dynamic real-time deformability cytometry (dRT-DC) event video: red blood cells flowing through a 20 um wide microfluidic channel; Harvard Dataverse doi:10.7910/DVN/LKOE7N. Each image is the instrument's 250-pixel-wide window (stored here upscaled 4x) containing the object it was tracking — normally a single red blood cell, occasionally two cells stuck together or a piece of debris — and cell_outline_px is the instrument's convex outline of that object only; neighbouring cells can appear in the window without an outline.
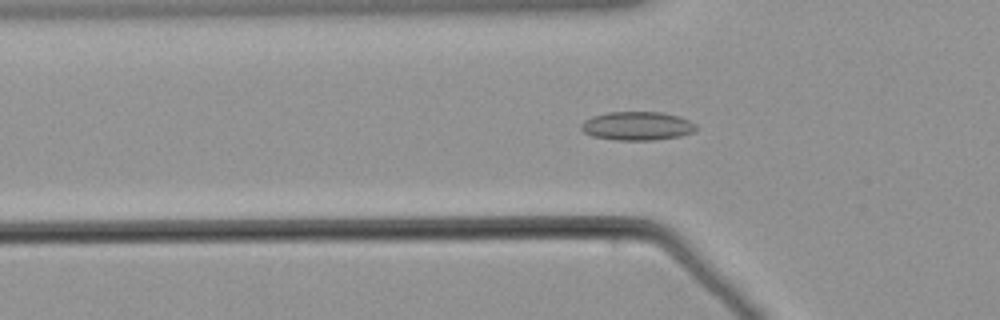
{"species": "common noctule bat (a hibernating species)", "species_latin": "Nyctalus noctula", "temperature_condition": "warm", "stored_images_in_passage": 42, "camera_frame_rate_fps": 3000, "um_per_image_px": 0.085, "animal": {"sex": "male", "body_mass_g": 21.5, "forearm_length_mm": 52.0}, "frame": {"image": 1, "passage_image": 4, "time_ms": 1.0, "image_size_px": [1000, 320], "cell_outline_px": [[696, 128], [692, 132], [680, 136], [652, 140], [616, 140], [592, 136], [584, 132], [580, 128], [580, 124], [584, 120], [592, 116], [608, 112], [660, 112], [680, 116], [696, 124]], "centroid_in_image_um": [54.13, 10.7], "position_along_channel_um": 71.7, "area_um2": 19.19}}
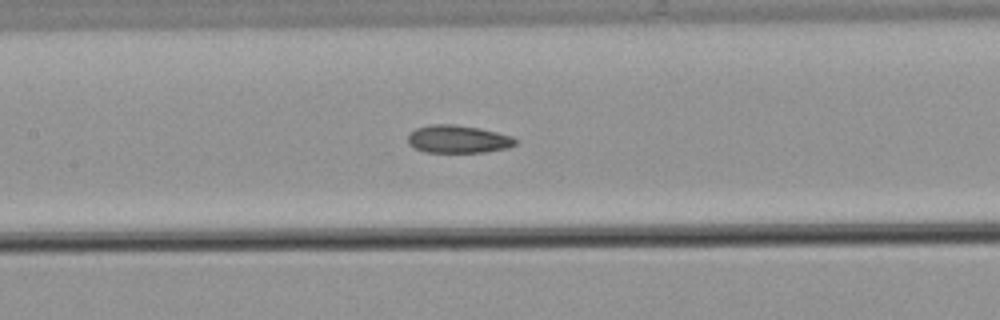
{"frame": {"image": 2, "passage_image": 12, "time_ms": 3.667, "image_size_px": [1000, 320], "cell_outline_px": [[520, 140], [516, 144], [508, 148], [484, 152], [424, 152], [408, 144], [408, 132], [416, 128], [432, 124], [452, 124], [480, 128], [512, 136]], "centroid_in_image_um": [38.94, 11.82], "position_along_channel_um": 168.5, "area_um2": 17.57}}
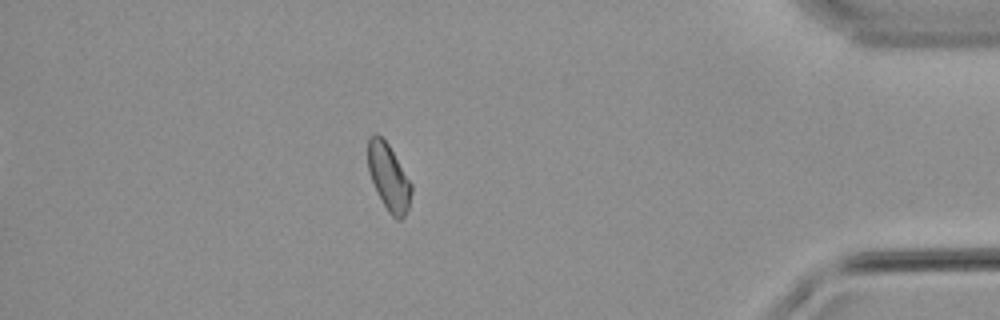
{"frame": {"image": 3, "passage_image": 35, "time_ms": 11.333, "image_size_px": [1000, 320], "cell_outline_px": [[412, 192], [408, 208], [404, 216], [400, 220], [396, 220], [388, 212], [368, 172], [368, 136], [376, 132], [388, 144], [412, 184]], "centroid_in_image_um": [33.04, 15.05], "position_along_channel_um": 402.2, "area_um2": 16.65}}